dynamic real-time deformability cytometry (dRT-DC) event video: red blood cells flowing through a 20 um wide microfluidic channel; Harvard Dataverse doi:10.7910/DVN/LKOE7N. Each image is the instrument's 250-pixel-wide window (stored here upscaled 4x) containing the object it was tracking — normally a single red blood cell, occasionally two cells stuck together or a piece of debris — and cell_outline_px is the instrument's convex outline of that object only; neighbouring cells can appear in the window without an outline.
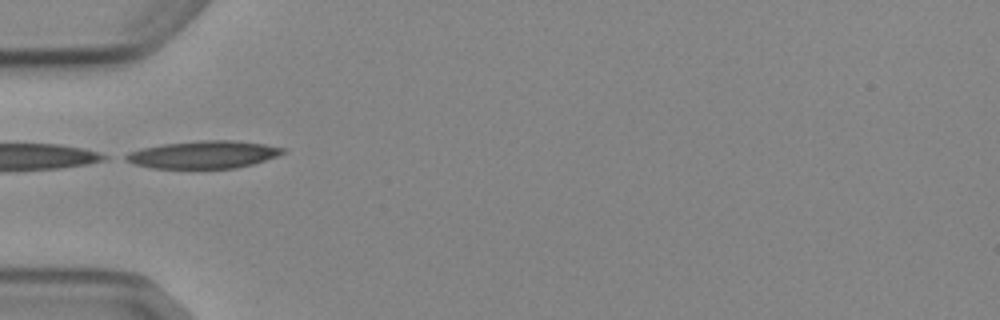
{"species": "Egyptian fruit bat (a non-hibernating species)", "species_latin": "Rousettus aegyptiacus", "temperature_condition": "cold", "stored_images_in_passage": 5, "camera_frame_rate_fps": 3000, "um_per_image_px": 0.085, "animal": {"sex": "female"}, "frame": {"image": 1, "passage_image": 5, "time_ms": 4.667, "image_size_px": [1000, 320], "cell_outline_px": [[284, 152], [276, 156], [252, 164], [236, 168], [152, 168], [136, 164], [124, 160], [120, 156], [128, 152], [140, 148], [164, 144], [200, 140], [232, 140], [264, 144], [284, 148]], "centroid_in_image_um": [17.22, 13.14], "position_along_channel_um": 67.8, "area_um2": 25.14}}